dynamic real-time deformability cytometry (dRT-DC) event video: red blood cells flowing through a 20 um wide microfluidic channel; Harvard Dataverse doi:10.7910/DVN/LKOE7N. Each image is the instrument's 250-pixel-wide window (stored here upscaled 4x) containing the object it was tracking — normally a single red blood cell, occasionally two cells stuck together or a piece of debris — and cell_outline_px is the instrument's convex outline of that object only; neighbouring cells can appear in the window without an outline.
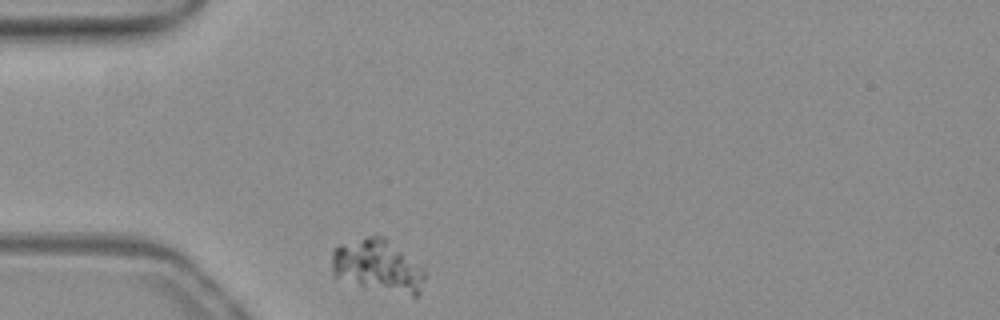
{"species": "common noctule bat (a hibernating species)", "species_latin": "Nyctalus noctula", "temperature_condition": "warm", "stored_images_in_passage": 33, "camera_frame_rate_fps": 3000, "um_per_image_px": 0.085, "animal": {"sex": "female", "body_mass_g": 19.3, "forearm_length_mm": 54.1}, "frame": {"image": 1, "passage_image": 1, "time_ms": 0.0, "image_size_px": [1000, 320], "cell_outline_px": [[424, 280], [420, 292], [416, 296], [412, 296], [364, 288], [332, 276], [332, 248], [340, 244], [376, 232], [384, 236], [424, 268]], "centroid_in_image_um": [32.07, 22.59], "position_along_channel_um": 52.9, "area_um2": 29.3}}
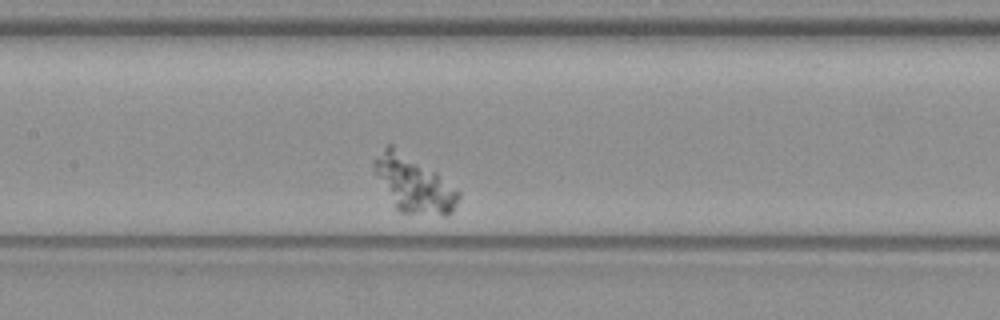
{"frame": {"image": 2, "passage_image": 13, "time_ms": 4.0, "image_size_px": [1000, 320], "cell_outline_px": [[460, 196], [452, 212], [448, 216], [444, 216], [400, 212], [392, 204], [372, 164], [372, 160], [388, 144], [392, 144], [436, 172], [460, 192]], "centroid_in_image_um": [35.18, 15.66], "position_along_channel_um": 172.2, "area_um2": 27.34}}
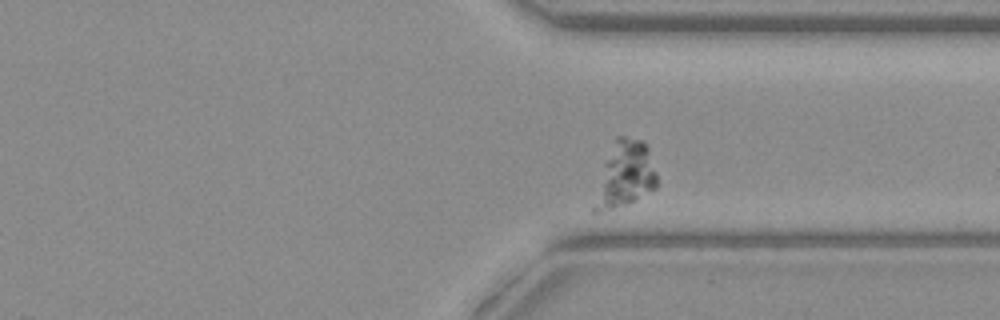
{"frame": {"image": 3, "passage_image": 29, "time_ms": 9.333, "image_size_px": [1000, 320], "cell_outline_px": [[656, 188], [624, 204], [600, 212], [592, 212], [592, 208], [604, 160], [616, 136], [624, 136], [644, 140], [648, 144], [656, 172]], "centroid_in_image_um": [53.12, 14.78], "position_along_channel_um": 358.3, "area_um2": 23.81}}